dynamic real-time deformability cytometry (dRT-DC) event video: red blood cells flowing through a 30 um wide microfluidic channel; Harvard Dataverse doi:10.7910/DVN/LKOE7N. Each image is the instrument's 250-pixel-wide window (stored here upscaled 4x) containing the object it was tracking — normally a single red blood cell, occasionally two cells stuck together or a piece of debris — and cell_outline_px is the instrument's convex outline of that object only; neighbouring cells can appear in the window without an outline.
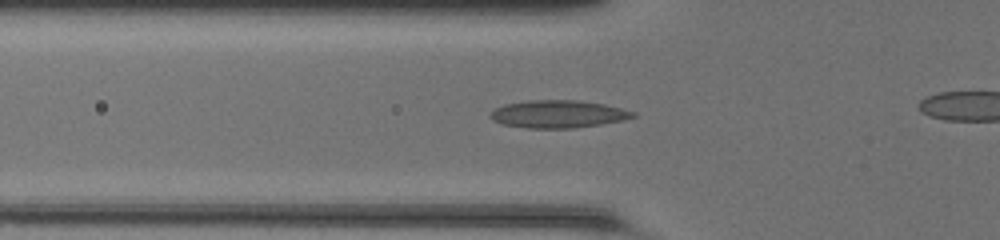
{"species": "common noctule bat (a hibernating species)", "species_latin": "Nyctalus noctula", "temperature_condition": "room temperature", "stored_images_in_passage": 41, "camera_frame_rate_fps": 3000, "um_per_image_px": 0.085, "animal": {"sex": "female", "body_mass_g": 20.0, "forearm_length_mm": 54.0}, "frame": {"image": 1, "passage_image": 18, "time_ms": 5.667, "image_size_px": [1000, 240], "cell_outline_px": [[636, 116], [624, 120], [600, 124], [572, 128], [528, 128], [504, 124], [492, 120], [488, 116], [496, 108], [504, 104], [528, 100], [576, 100], [604, 104], [636, 112]], "centroid_in_image_um": [47.43, 9.69], "position_along_channel_um": 78.4, "area_um2": 22.83}}
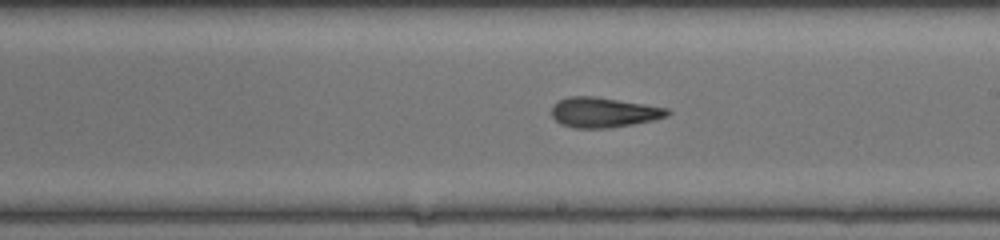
{"frame": {"image": 2, "passage_image": 29, "time_ms": 9.333, "image_size_px": [1000, 240], "cell_outline_px": [[672, 112], [668, 116], [652, 120], [632, 124], [608, 128], [572, 128], [560, 124], [552, 116], [552, 104], [568, 96], [592, 96], [644, 104], [668, 108]], "centroid_in_image_um": [51.29, 9.55], "position_along_channel_um": 237.7, "area_um2": 20.23}}
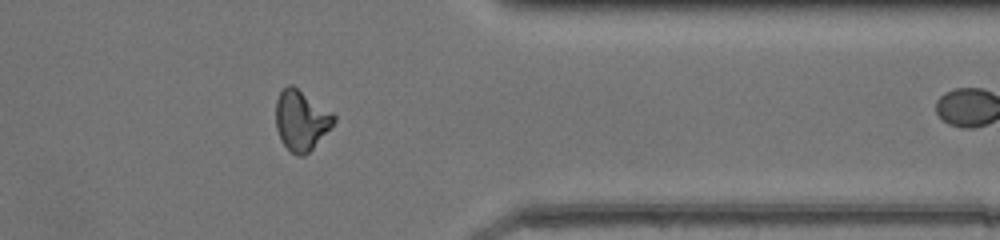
{"frame": {"image": 3, "passage_image": 40, "time_ms": 13.0, "image_size_px": [1000, 240], "cell_outline_px": [[336, 120], [312, 148], [304, 156], [296, 156], [284, 144], [276, 128], [276, 100], [280, 92], [288, 84], [292, 84], [332, 112], [336, 116]], "centroid_in_image_um": [25.59, 10.2], "position_along_channel_um": 385.8, "area_um2": 20.0}}